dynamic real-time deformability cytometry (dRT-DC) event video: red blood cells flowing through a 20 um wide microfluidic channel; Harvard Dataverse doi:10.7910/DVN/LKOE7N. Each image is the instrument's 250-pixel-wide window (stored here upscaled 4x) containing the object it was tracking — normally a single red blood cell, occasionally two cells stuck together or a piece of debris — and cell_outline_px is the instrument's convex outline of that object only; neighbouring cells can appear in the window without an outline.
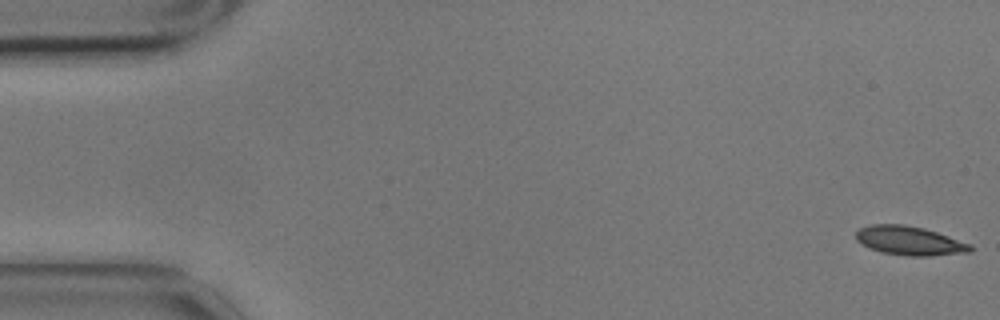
{"species": "common noctule bat (a hibernating species)", "species_latin": "Nyctalus noctula", "temperature_condition": "cold", "stored_images_in_passage": 47, "camera_frame_rate_fps": 3000, "um_per_image_px": 0.085, "animal": {"sex": "male", "body_mass_g": 17.9}, "frame": {"image": 1, "passage_image": 1, "time_ms": 0.0, "image_size_px": [1000, 320], "cell_outline_px": [[972, 252], [932, 256], [904, 256], [880, 252], [868, 248], [860, 244], [856, 240], [856, 232], [860, 228], [872, 224], [904, 224], [924, 228], [972, 244]], "centroid_in_image_um": [77.3, 20.47], "position_along_channel_um": 7.7, "area_um2": 19.59}}
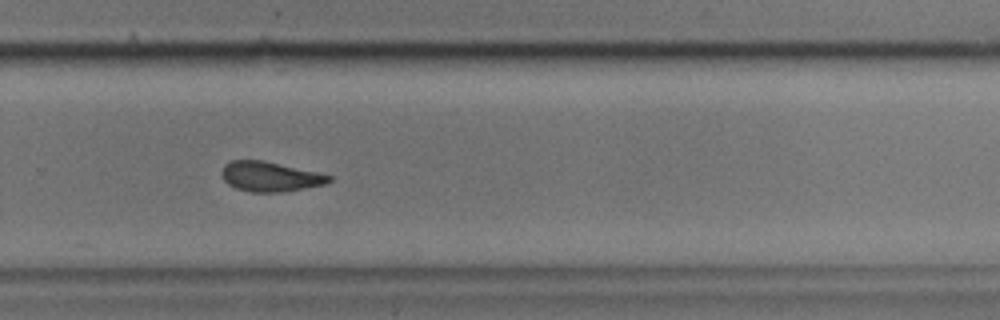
{"frame": {"image": 2, "passage_image": 38, "time_ms": 12.333, "image_size_px": [1000, 320], "cell_outline_px": [[332, 180], [324, 184], [284, 192], [248, 192], [236, 188], [228, 184], [224, 180], [220, 172], [224, 164], [232, 160], [264, 160], [316, 172], [332, 176]], "centroid_in_image_um": [22.91, 15.01], "position_along_channel_um": 306.9, "area_um2": 18.67}}
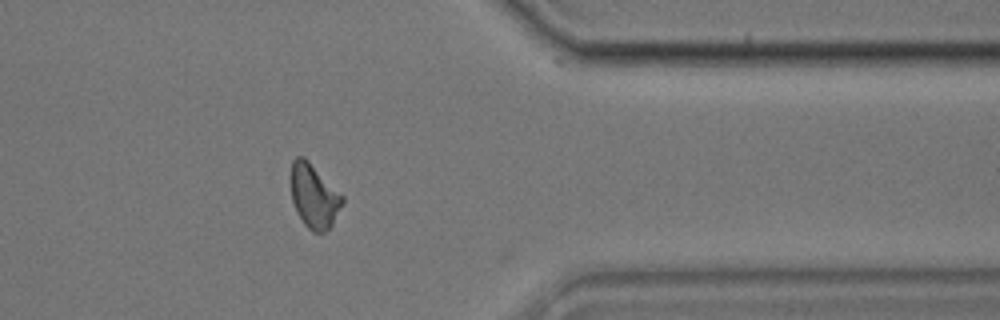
{"frame": {"image": 3, "passage_image": 46, "time_ms": 15.0, "image_size_px": [1000, 320], "cell_outline_px": [[344, 204], [332, 224], [324, 232], [312, 232], [304, 224], [296, 212], [292, 200], [292, 160], [296, 156], [304, 156], [344, 196]], "centroid_in_image_um": [26.71, 16.67], "position_along_channel_um": 384.7, "area_um2": 19.13}, "authors_computed_cell_mechanics": {"area_um2": 19.3052, "velocity_mm_per_s": 3.4763, "shape_relaxation_time_tau1_ms": 7.5451, "shape_relaxation_time_tau2_ms": 4.0702, "deformation_change_tau1": 0.1695, "deformation_change_tau2": 0.1111}}